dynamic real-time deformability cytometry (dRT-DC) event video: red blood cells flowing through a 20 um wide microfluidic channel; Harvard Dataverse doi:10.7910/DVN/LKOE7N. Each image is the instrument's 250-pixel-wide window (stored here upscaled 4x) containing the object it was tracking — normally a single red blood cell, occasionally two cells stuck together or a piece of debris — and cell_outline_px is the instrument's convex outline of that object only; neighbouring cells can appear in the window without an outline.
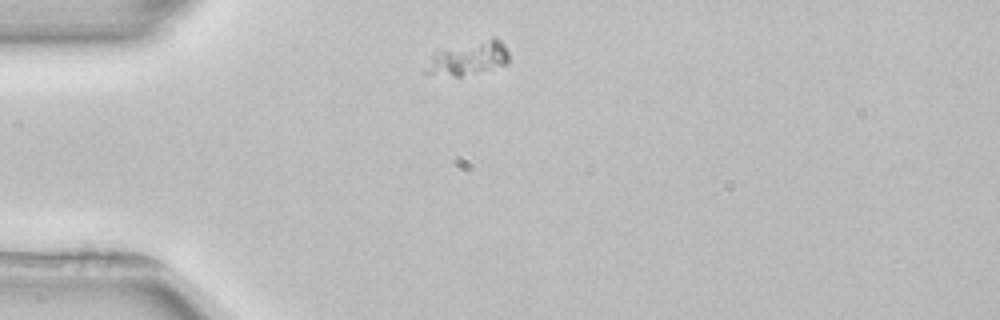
{"species": "common noctule bat (a hibernating species)", "species_latin": "Nyctalus noctula", "temperature_condition": "room temperature", "stored_images_in_passage": 2, "camera_frame_rate_fps": 3000, "um_per_image_px": 0.085, "animal": {"sex": "female", "body_mass_g": 22.7, "forearm_length_mm": 54.2}, "frame": {"image": 1, "passage_image": 1, "time_ms": 0.0, "image_size_px": [1000, 320], "cell_outline_px": [[508, 64], [460, 76], [456, 76], [424, 72], [436, 48], [492, 36], [496, 36], [504, 44], [508, 52]], "centroid_in_image_um": [39.83, 4.86], "position_along_channel_um": 45.2, "area_um2": 16.65}}